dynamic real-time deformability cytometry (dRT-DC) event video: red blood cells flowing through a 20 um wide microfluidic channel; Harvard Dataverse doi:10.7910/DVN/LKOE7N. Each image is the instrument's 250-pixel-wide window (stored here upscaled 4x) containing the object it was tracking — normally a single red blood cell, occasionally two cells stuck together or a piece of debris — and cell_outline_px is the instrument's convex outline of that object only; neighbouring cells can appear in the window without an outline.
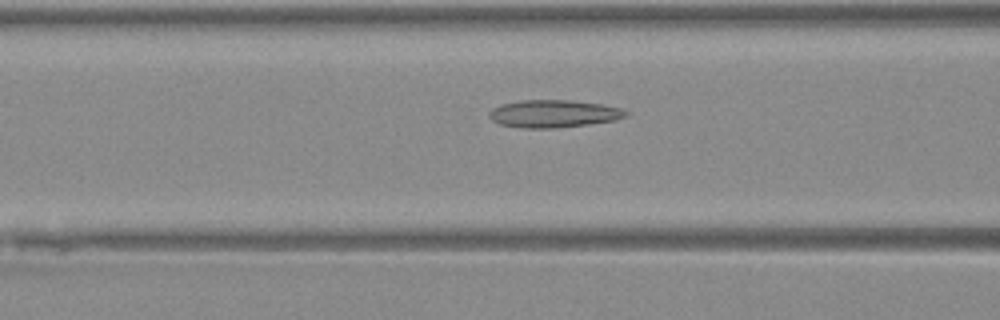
{"species": "Egyptian fruit bat (a non-hibernating species)", "species_latin": "Rousettus aegyptiacus", "temperature_condition": "warm", "stored_images_in_passage": 49, "camera_frame_rate_fps": 3000, "um_per_image_px": 0.085, "animal": {"sex": "female"}, "frame": {"image": 1, "passage_image": 20, "time_ms": 6.333, "image_size_px": [1000, 320], "cell_outline_px": [[628, 116], [616, 120], [588, 124], [552, 128], [524, 128], [500, 124], [492, 120], [488, 116], [488, 112], [492, 108], [500, 104], [520, 100], [568, 100], [600, 104], [620, 108], [628, 112]], "centroid_in_image_um": [47.02, 9.66], "position_along_channel_um": 119.6, "area_um2": 21.91}}
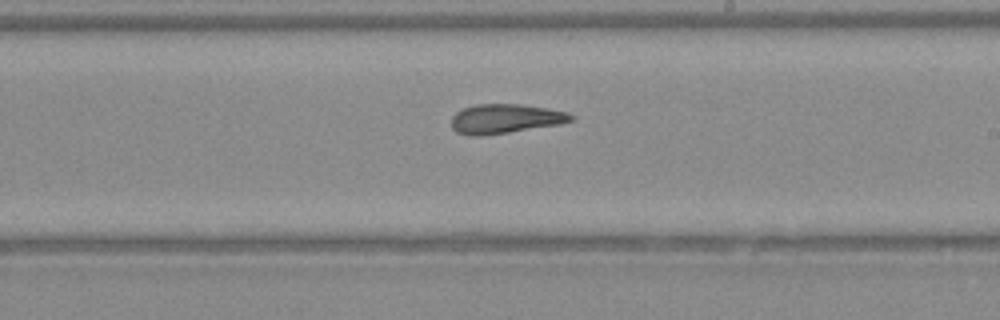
{"frame": {"image": 2, "passage_image": 29, "time_ms": 9.333, "image_size_px": [1000, 320], "cell_outline_px": [[572, 120], [560, 124], [508, 132], [480, 136], [472, 136], [456, 132], [452, 128], [452, 116], [456, 112], [464, 108], [476, 104], [520, 104], [548, 108], [564, 112], [572, 116]], "centroid_in_image_um": [42.89, 10.09], "position_along_channel_um": 246.1, "area_um2": 20.23}}
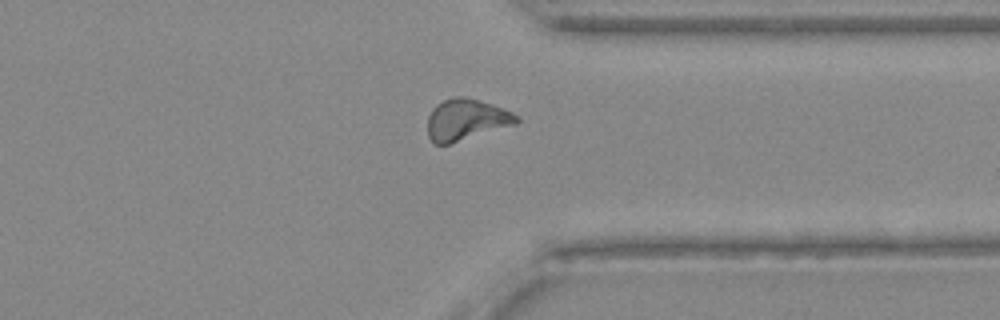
{"frame": {"image": 3, "passage_image": 38, "time_ms": 12.333, "image_size_px": [1000, 320], "cell_outline_px": [[520, 120], [516, 124], [448, 144], [436, 144], [428, 136], [428, 116], [432, 108], [436, 104], [452, 96], [464, 96], [480, 100], [504, 108], [520, 116]], "centroid_in_image_um": [39.63, 10.15], "position_along_channel_um": 371.8, "area_um2": 21.44}}